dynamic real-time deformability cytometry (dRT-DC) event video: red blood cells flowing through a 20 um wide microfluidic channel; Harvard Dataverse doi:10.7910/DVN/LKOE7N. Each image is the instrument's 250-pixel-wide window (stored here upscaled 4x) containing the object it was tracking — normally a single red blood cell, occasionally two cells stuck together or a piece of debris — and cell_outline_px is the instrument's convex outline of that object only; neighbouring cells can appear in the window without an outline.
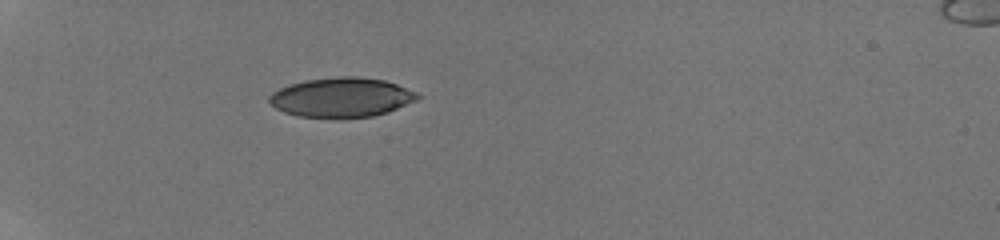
{"species": "human", "species_latin": "Homo sapiens", "temperature_condition": "room temperature", "stored_images_in_passage": 32, "camera_frame_rate_fps": 3000, "um_per_image_px": 0.085, "donor": {"sex": "male"}, "frame": {"image": 1, "passage_image": 1, "time_ms": 0.0, "image_size_px": [1000, 240], "cell_outline_px": [[420, 96], [416, 100], [388, 112], [372, 116], [340, 120], [336, 120], [296, 116], [284, 112], [276, 108], [268, 100], [268, 96], [272, 92], [280, 88], [304, 80], [336, 76], [360, 76], [384, 80], [396, 84], [416, 92]], "centroid_in_image_um": [29.0, 8.3], "position_along_channel_um": 56.0, "area_um2": 34.8}}
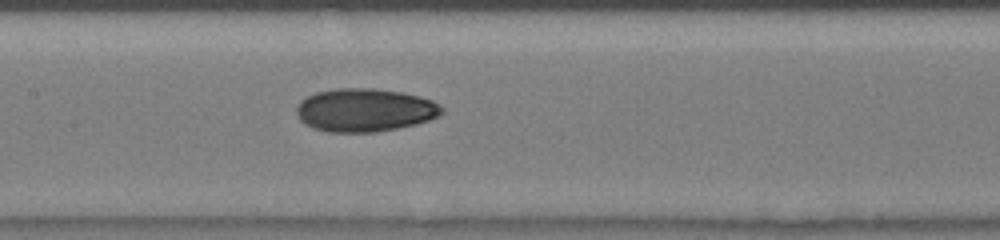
{"frame": {"image": 2, "passage_image": 11, "time_ms": 3.667, "image_size_px": [1000, 240], "cell_outline_px": [[444, 112], [428, 120], [416, 124], [376, 132], [328, 132], [312, 128], [304, 124], [296, 116], [296, 108], [300, 100], [316, 92], [336, 88], [372, 88], [400, 92], [420, 96], [432, 100], [444, 108]], "centroid_in_image_um": [30.97, 9.36], "position_along_channel_um": 176.4, "area_um2": 36.7}}
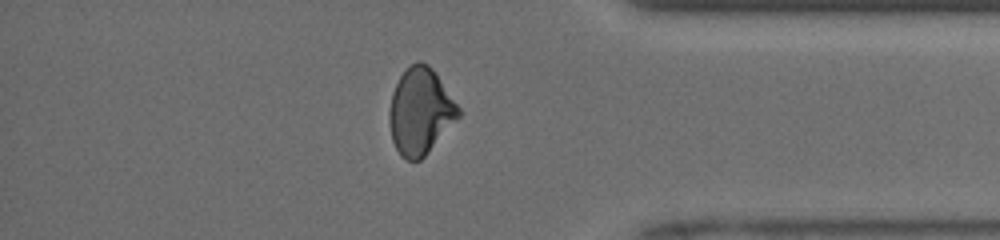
{"frame": {"image": 3, "passage_image": 28, "time_ms": 9.333, "image_size_px": [1000, 240], "cell_outline_px": [[460, 116], [424, 156], [420, 160], [404, 160], [400, 156], [392, 140], [388, 116], [388, 112], [392, 92], [400, 76], [416, 60], [420, 60], [428, 64], [432, 68], [460, 108]], "centroid_in_image_um": [35.7, 9.46], "position_along_channel_um": 399.5, "area_um2": 34.56}, "authors_computed_cell_mechanics": {"area_um2": 35.4025, "velocity_mm_per_s": 4.1294, "shape_relaxation_time_tau1_ms": 6.9372, "shape_relaxation_time_tau2_ms": 3.1371, "deformation_change_tau1": 0.1752, "deformation_change_tau2": 0.0753}}